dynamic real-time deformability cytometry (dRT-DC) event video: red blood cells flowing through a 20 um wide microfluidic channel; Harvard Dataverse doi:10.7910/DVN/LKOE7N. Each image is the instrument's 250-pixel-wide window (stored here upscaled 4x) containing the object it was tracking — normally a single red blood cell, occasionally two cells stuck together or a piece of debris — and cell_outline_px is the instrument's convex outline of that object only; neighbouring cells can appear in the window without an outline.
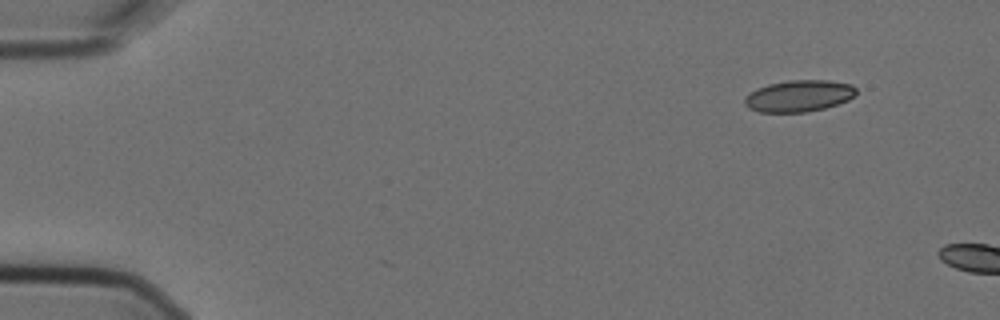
{"species": "Egyptian fruit bat (a non-hibernating species)", "species_latin": "Rousettus aegyptiacus", "temperature_condition": "cold", "stored_images_in_passage": 2, "camera_frame_rate_fps": 3000, "um_per_image_px": 0.085, "animal": {"sex": "female"}, "frame": {"image": 1, "passage_image": 1, "time_ms": 0.0, "image_size_px": [1000, 320], "cell_outline_px": [[856, 96], [848, 100], [824, 108], [804, 112], [760, 112], [748, 108], [744, 104], [744, 96], [748, 92], [756, 88], [768, 84], [788, 80], [828, 80], [852, 84], [856, 88]], "centroid_in_image_um": [67.88, 8.14], "position_along_channel_um": 17.1, "area_um2": 20.75}}